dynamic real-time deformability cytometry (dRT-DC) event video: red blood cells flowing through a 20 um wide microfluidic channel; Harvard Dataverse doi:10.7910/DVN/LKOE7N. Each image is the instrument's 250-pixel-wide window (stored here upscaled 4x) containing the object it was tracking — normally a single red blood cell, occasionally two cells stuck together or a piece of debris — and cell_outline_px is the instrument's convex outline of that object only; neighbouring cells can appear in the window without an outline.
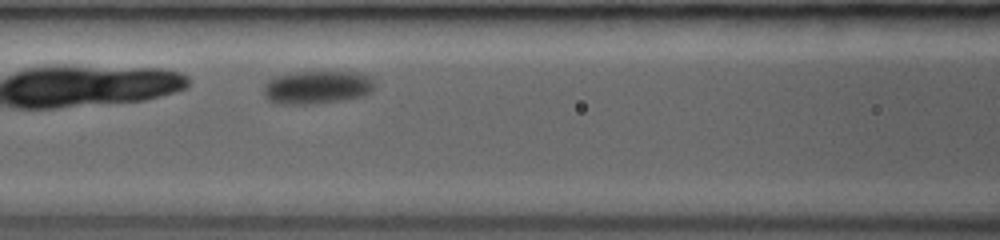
{"species": "common noctule bat (a hibernating species)", "species_latin": "Nyctalus noctula", "temperature_condition": "room temperature", "stored_images_in_passage": 16, "camera_frame_rate_fps": 3000, "um_per_image_px": 0.085, "animal": {"sex": "female", "body_mass_g": 19.0, "forearm_length_mm": 53.3}, "frame": {"image": 1, "passage_image": 10, "time_ms": 3.0, "image_size_px": [1000, 240], "cell_outline_px": [[372, 92], [360, 96], [344, 100], [308, 104], [280, 104], [268, 100], [264, 96], [264, 84], [268, 80], [276, 76], [292, 72], [356, 72], [368, 76], [372, 80]], "centroid_in_image_um": [26.9, 7.42], "position_along_channel_um": 139.7, "area_um2": 21.33}}
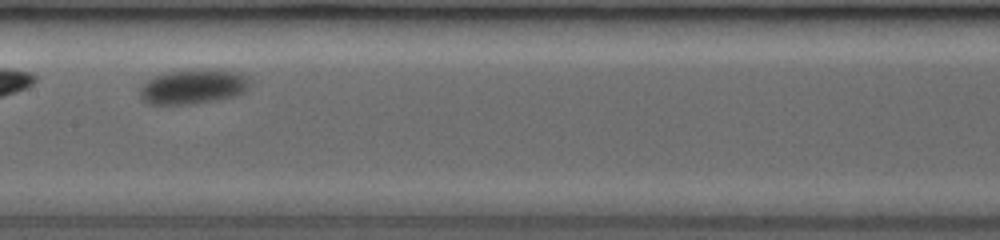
{"frame": {"image": 2, "passage_image": 15, "time_ms": 4.333, "image_size_px": [1000, 240], "cell_outline_px": [[248, 84], [244, 92], [236, 96], [216, 100], [192, 104], [148, 104], [140, 100], [140, 88], [148, 80], [156, 76], [168, 72], [192, 68], [216, 68], [240, 72], [248, 76]], "centroid_in_image_um": [16.43, 7.34], "position_along_channel_um": 191.0, "area_um2": 22.66}}